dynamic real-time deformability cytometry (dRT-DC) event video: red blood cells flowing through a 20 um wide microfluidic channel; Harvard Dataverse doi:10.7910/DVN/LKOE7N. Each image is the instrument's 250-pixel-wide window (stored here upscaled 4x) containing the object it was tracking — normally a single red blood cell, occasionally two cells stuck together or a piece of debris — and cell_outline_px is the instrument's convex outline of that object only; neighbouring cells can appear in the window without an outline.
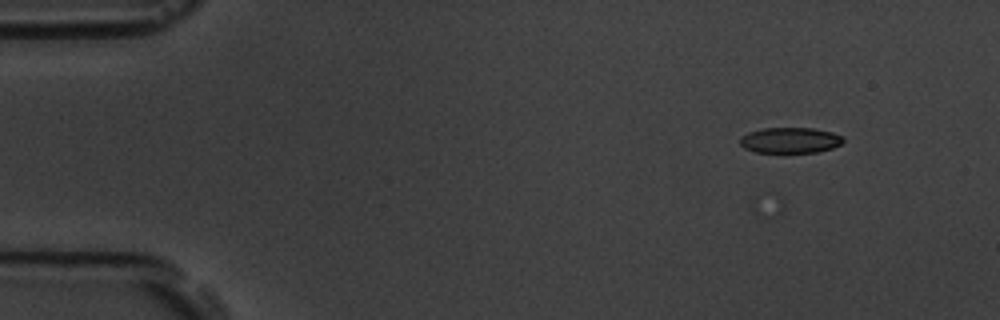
{"species": "common noctule bat (a hibernating species)", "species_latin": "Nyctalus noctula", "temperature_condition": "room temperature", "stored_images_in_passage": 5, "camera_frame_rate_fps": 3000, "um_per_image_px": 0.085, "animal": {"sex": "male", "body_mass_g": 19.5, "forearm_length_mm": 54.6}, "frame": {"image": 1, "passage_image": 1, "time_ms": 0.0, "image_size_px": [1000, 320], "cell_outline_px": [[844, 140], [840, 144], [832, 148], [816, 152], [756, 152], [744, 148], [740, 144], [740, 136], [748, 132], [764, 128], [812, 128], [832, 132], [844, 136]], "centroid_in_image_um": [67.16, 11.91], "position_along_channel_um": 17.8, "area_um2": 15.43}}